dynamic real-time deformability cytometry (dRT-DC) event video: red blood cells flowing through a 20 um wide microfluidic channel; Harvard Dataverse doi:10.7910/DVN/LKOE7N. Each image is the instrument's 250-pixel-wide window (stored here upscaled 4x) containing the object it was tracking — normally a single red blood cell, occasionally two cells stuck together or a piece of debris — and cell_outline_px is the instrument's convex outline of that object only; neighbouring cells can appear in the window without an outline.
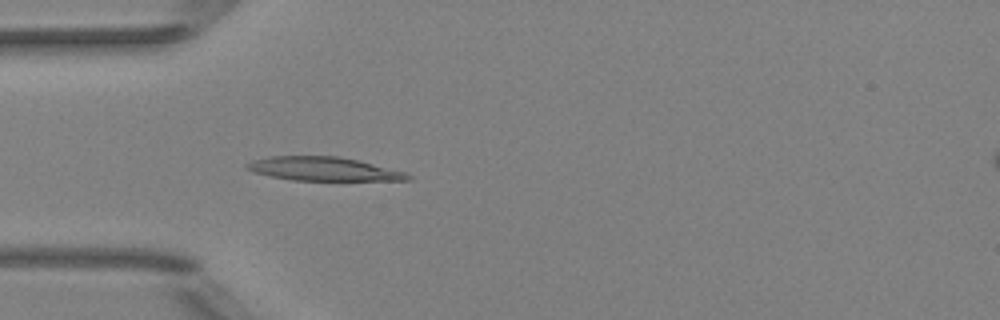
{"species": "Egyptian fruit bat (a non-hibernating species)", "species_latin": "Rousettus aegyptiacus", "temperature_condition": "room temperature", "stored_images_in_passage": 4, "camera_frame_rate_fps": 3000, "um_per_image_px": 0.085, "animal": {"sex": "female"}, "frame": {"image": 1, "passage_image": 4, "time_ms": 4.333, "image_size_px": [1000, 320], "cell_outline_px": [[412, 180], [292, 180], [272, 176], [256, 172], [244, 168], [244, 164], [252, 160], [268, 156], [340, 156], [404, 172], [412, 176]], "centroid_in_image_um": [27.44, 14.35], "position_along_channel_um": 57.6, "area_um2": 21.96}}